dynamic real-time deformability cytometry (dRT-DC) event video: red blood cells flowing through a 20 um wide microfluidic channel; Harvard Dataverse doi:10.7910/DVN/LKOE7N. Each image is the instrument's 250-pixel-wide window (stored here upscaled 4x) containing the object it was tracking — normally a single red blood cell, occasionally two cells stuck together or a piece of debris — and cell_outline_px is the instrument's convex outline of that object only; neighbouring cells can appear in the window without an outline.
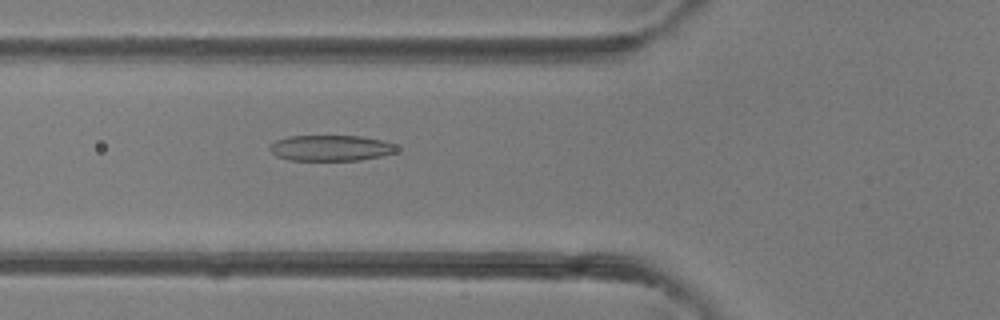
{"species": "common noctule bat (a hibernating species)", "species_latin": "Nyctalus noctula", "temperature_condition": "room temperature", "stored_images_in_passage": 5, "camera_frame_rate_fps": 3000, "um_per_image_px": 0.085, "animal": {"sex": "female"}, "frame": {"image": 1, "passage_image": 5, "time_ms": 4.667, "image_size_px": [1000, 320], "cell_outline_px": [[400, 148], [396, 152], [380, 156], [360, 160], [288, 160], [276, 156], [268, 148], [276, 140], [288, 136], [360, 136], [380, 140], [392, 144]], "centroid_in_image_um": [28.09, 12.58], "position_along_channel_um": 97.7, "area_um2": 18.96}}